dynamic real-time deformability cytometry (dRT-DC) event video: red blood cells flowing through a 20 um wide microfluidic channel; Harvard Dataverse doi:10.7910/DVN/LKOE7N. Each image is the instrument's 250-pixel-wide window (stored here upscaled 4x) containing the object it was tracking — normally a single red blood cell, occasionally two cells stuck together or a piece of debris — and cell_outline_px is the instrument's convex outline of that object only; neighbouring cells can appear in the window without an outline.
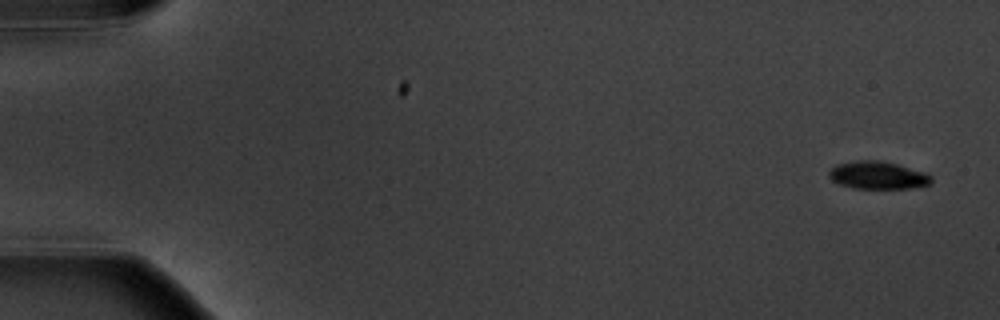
{"species": "common noctule bat (a hibernating species)", "species_latin": "Nyctalus noctula", "temperature_condition": "warm", "stored_images_in_passage": 8, "camera_frame_rate_fps": 3000, "um_per_image_px": 0.085, "animal": {"sex": "male", "body_mass_g": 20.1, "forearm_length_mm": 53.5}, "frame": {"image": 1, "passage_image": 1, "time_ms": 0.0, "image_size_px": [1000, 320], "cell_outline_px": [[932, 184], [912, 188], [852, 188], [840, 184], [832, 180], [828, 176], [828, 172], [836, 164], [856, 160], [880, 160], [896, 164], [924, 172], [932, 176]], "centroid_in_image_um": [74.61, 14.89], "position_along_channel_um": 10.4, "area_um2": 16.53}}
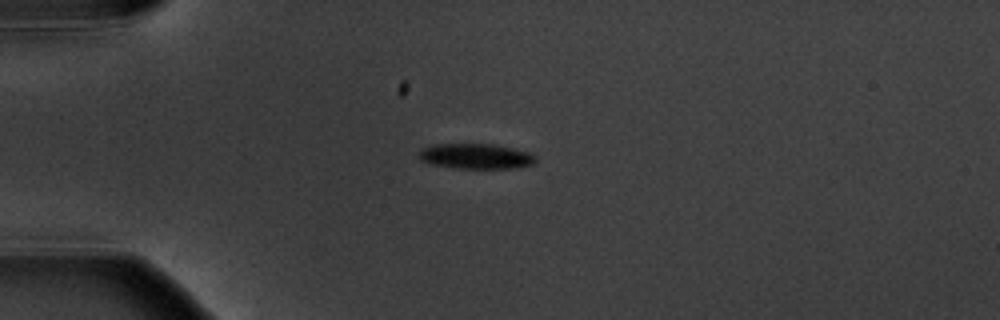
{"frame": {"image": 2, "passage_image": 5, "time_ms": 4.333, "image_size_px": [1000, 320], "cell_outline_px": [[536, 164], [516, 168], [456, 168], [428, 164], [420, 160], [420, 152], [424, 148], [432, 144], [492, 144], [516, 148], [528, 152], [536, 156]], "centroid_in_image_um": [40.49, 13.28], "position_along_channel_um": 44.5, "area_um2": 17.34}}
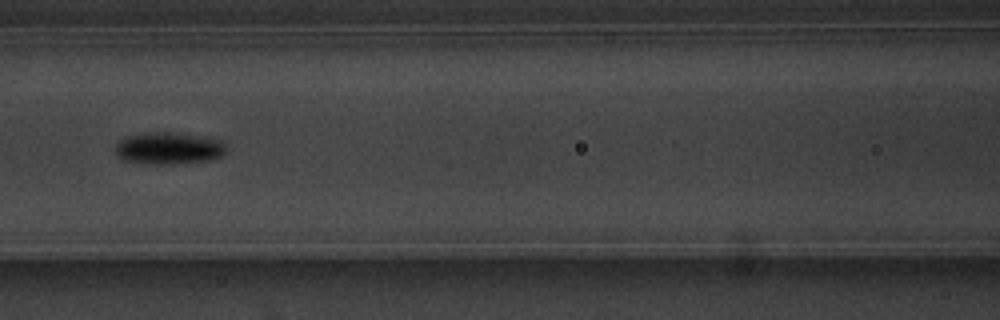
{"frame": {"image": 3, "passage_image": 8, "time_ms": 8.0, "image_size_px": [1000, 320], "cell_outline_px": [[224, 152], [220, 156], [208, 160], [168, 164], [152, 164], [124, 160], [116, 156], [116, 144], [124, 136], [152, 132], [168, 132], [200, 136], [220, 140], [224, 144]], "centroid_in_image_um": [14.28, 12.6], "position_along_channel_um": 152.3, "area_um2": 20.35}}